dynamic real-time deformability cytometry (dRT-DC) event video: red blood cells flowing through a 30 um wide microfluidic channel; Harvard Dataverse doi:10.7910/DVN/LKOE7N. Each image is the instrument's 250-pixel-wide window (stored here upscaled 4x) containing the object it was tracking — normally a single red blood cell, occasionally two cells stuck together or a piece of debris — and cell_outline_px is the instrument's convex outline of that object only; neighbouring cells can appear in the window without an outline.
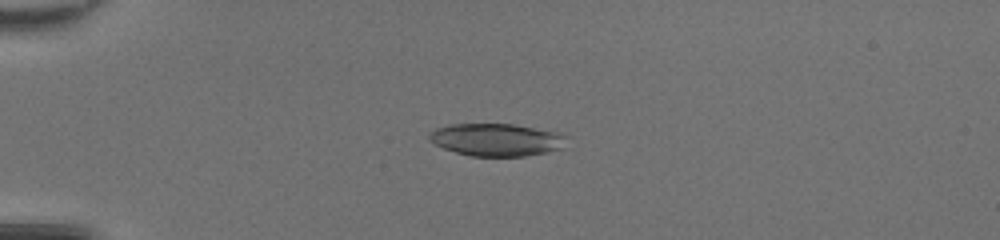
{"species": "common noctule bat (a hibernating species)", "species_latin": "Nyctalus noctula", "temperature_condition": "room temperature", "stored_images_in_passage": 50, "camera_frame_rate_fps": 3000, "um_per_image_px": 0.085, "animal": {"sex": "female", "body_mass_g": 20.0, "forearm_length_mm": 54.0}, "frame": {"image": 1, "passage_image": 14, "time_ms": 4.333, "image_size_px": [1000, 240], "cell_outline_px": [[568, 136], [560, 148], [544, 152], [524, 156], [472, 156], [456, 152], [444, 148], [428, 140], [428, 136], [436, 128], [452, 124], [512, 124], [560, 132]], "centroid_in_image_um": [42.2, 11.87], "position_along_channel_um": 42.8, "area_um2": 25.78}}
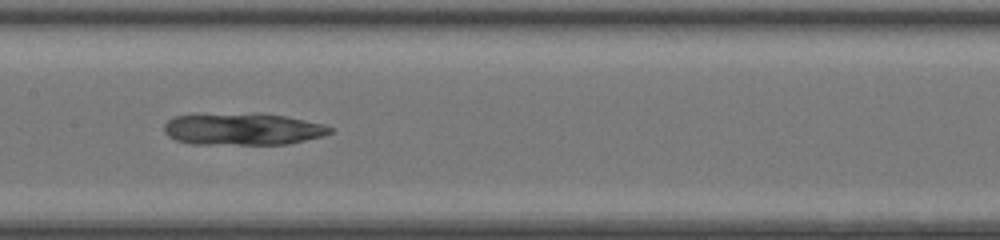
{"frame": {"image": 2, "passage_image": 27, "time_ms": 8.667, "image_size_px": [1000, 240], "cell_outline_px": [[332, 132], [320, 136], [288, 144], [192, 144], [176, 140], [168, 136], [164, 132], [164, 124], [172, 116], [192, 112], [260, 112], [284, 116], [324, 124], [332, 128]], "centroid_in_image_um": [20.51, 10.92], "position_along_channel_um": 186.9, "area_um2": 31.96}}
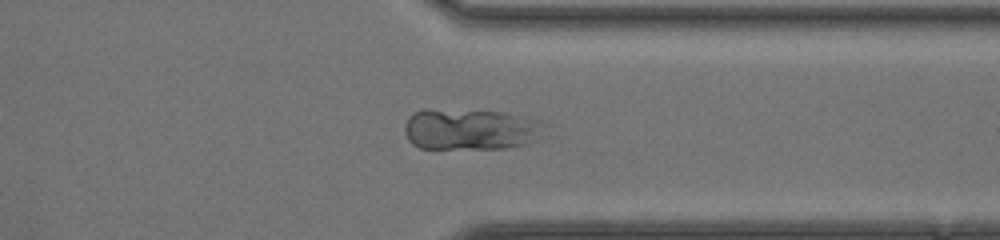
{"frame": {"image": 3, "passage_image": 40, "time_ms": 13.0, "image_size_px": [1000, 240], "cell_outline_px": [[548, 136], [540, 140], [508, 148], [420, 148], [412, 144], [408, 140], [404, 132], [404, 124], [408, 116], [412, 112], [424, 108], [428, 108], [500, 112], [540, 120], [548, 124]], "centroid_in_image_um": [40.06, 10.98], "position_along_channel_um": 371.3, "area_um2": 34.62}}